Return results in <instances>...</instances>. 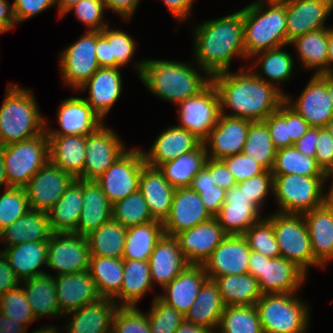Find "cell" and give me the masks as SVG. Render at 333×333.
I'll use <instances>...</instances> for the list:
<instances>
[{
  "label": "cell",
  "instance_id": "obj_32",
  "mask_svg": "<svg viewBox=\"0 0 333 333\" xmlns=\"http://www.w3.org/2000/svg\"><path fill=\"white\" fill-rule=\"evenodd\" d=\"M49 140V161L71 174L75 179L83 180L86 158L85 135H47Z\"/></svg>",
  "mask_w": 333,
  "mask_h": 333
},
{
  "label": "cell",
  "instance_id": "obj_37",
  "mask_svg": "<svg viewBox=\"0 0 333 333\" xmlns=\"http://www.w3.org/2000/svg\"><path fill=\"white\" fill-rule=\"evenodd\" d=\"M47 250L48 241H28L4 248L1 252L16 276L24 281L46 273L41 267L47 265Z\"/></svg>",
  "mask_w": 333,
  "mask_h": 333
},
{
  "label": "cell",
  "instance_id": "obj_31",
  "mask_svg": "<svg viewBox=\"0 0 333 333\" xmlns=\"http://www.w3.org/2000/svg\"><path fill=\"white\" fill-rule=\"evenodd\" d=\"M135 51V40L126 31L110 30L109 25L102 31H96L95 52L99 67H124L131 62Z\"/></svg>",
  "mask_w": 333,
  "mask_h": 333
},
{
  "label": "cell",
  "instance_id": "obj_62",
  "mask_svg": "<svg viewBox=\"0 0 333 333\" xmlns=\"http://www.w3.org/2000/svg\"><path fill=\"white\" fill-rule=\"evenodd\" d=\"M222 161L233 174L237 184L265 171L253 158L244 153L226 157Z\"/></svg>",
  "mask_w": 333,
  "mask_h": 333
},
{
  "label": "cell",
  "instance_id": "obj_23",
  "mask_svg": "<svg viewBox=\"0 0 333 333\" xmlns=\"http://www.w3.org/2000/svg\"><path fill=\"white\" fill-rule=\"evenodd\" d=\"M227 236L215 217L176 234L181 253L190 264L203 265Z\"/></svg>",
  "mask_w": 333,
  "mask_h": 333
},
{
  "label": "cell",
  "instance_id": "obj_15",
  "mask_svg": "<svg viewBox=\"0 0 333 333\" xmlns=\"http://www.w3.org/2000/svg\"><path fill=\"white\" fill-rule=\"evenodd\" d=\"M127 150L113 129L101 125L95 132L86 136L83 180L98 179Z\"/></svg>",
  "mask_w": 333,
  "mask_h": 333
},
{
  "label": "cell",
  "instance_id": "obj_8",
  "mask_svg": "<svg viewBox=\"0 0 333 333\" xmlns=\"http://www.w3.org/2000/svg\"><path fill=\"white\" fill-rule=\"evenodd\" d=\"M275 232L281 256L306 274L310 267L324 268L313 256L311 240L302 214L276 212L266 216Z\"/></svg>",
  "mask_w": 333,
  "mask_h": 333
},
{
  "label": "cell",
  "instance_id": "obj_61",
  "mask_svg": "<svg viewBox=\"0 0 333 333\" xmlns=\"http://www.w3.org/2000/svg\"><path fill=\"white\" fill-rule=\"evenodd\" d=\"M238 185L243 188L249 199L262 209L267 195L269 193L273 195L274 176L271 171L265 170L263 173L239 182Z\"/></svg>",
  "mask_w": 333,
  "mask_h": 333
},
{
  "label": "cell",
  "instance_id": "obj_55",
  "mask_svg": "<svg viewBox=\"0 0 333 333\" xmlns=\"http://www.w3.org/2000/svg\"><path fill=\"white\" fill-rule=\"evenodd\" d=\"M30 210L25 188L8 187L0 194V230Z\"/></svg>",
  "mask_w": 333,
  "mask_h": 333
},
{
  "label": "cell",
  "instance_id": "obj_22",
  "mask_svg": "<svg viewBox=\"0 0 333 333\" xmlns=\"http://www.w3.org/2000/svg\"><path fill=\"white\" fill-rule=\"evenodd\" d=\"M285 6L289 45L299 36L328 28L325 21L333 11V0H290Z\"/></svg>",
  "mask_w": 333,
  "mask_h": 333
},
{
  "label": "cell",
  "instance_id": "obj_47",
  "mask_svg": "<svg viewBox=\"0 0 333 333\" xmlns=\"http://www.w3.org/2000/svg\"><path fill=\"white\" fill-rule=\"evenodd\" d=\"M127 228L121 223L109 219L103 225L87 235L90 256L122 258Z\"/></svg>",
  "mask_w": 333,
  "mask_h": 333
},
{
  "label": "cell",
  "instance_id": "obj_74",
  "mask_svg": "<svg viewBox=\"0 0 333 333\" xmlns=\"http://www.w3.org/2000/svg\"><path fill=\"white\" fill-rule=\"evenodd\" d=\"M80 0H57L58 5V16L59 18L64 17L67 14L68 10L78 3Z\"/></svg>",
  "mask_w": 333,
  "mask_h": 333
},
{
  "label": "cell",
  "instance_id": "obj_34",
  "mask_svg": "<svg viewBox=\"0 0 333 333\" xmlns=\"http://www.w3.org/2000/svg\"><path fill=\"white\" fill-rule=\"evenodd\" d=\"M139 191L144 196L152 217L164 222L171 210L175 188L158 168L145 165L139 179Z\"/></svg>",
  "mask_w": 333,
  "mask_h": 333
},
{
  "label": "cell",
  "instance_id": "obj_16",
  "mask_svg": "<svg viewBox=\"0 0 333 333\" xmlns=\"http://www.w3.org/2000/svg\"><path fill=\"white\" fill-rule=\"evenodd\" d=\"M285 102L298 112L310 127L324 128L333 118L328 91V73L313 74L296 101L285 94Z\"/></svg>",
  "mask_w": 333,
  "mask_h": 333
},
{
  "label": "cell",
  "instance_id": "obj_78",
  "mask_svg": "<svg viewBox=\"0 0 333 333\" xmlns=\"http://www.w3.org/2000/svg\"><path fill=\"white\" fill-rule=\"evenodd\" d=\"M31 333H61V331L59 332V330L57 329L56 326L48 325L46 327L43 326V328L41 327L40 329H37V330L35 329ZM62 333H65V332H62Z\"/></svg>",
  "mask_w": 333,
  "mask_h": 333
},
{
  "label": "cell",
  "instance_id": "obj_69",
  "mask_svg": "<svg viewBox=\"0 0 333 333\" xmlns=\"http://www.w3.org/2000/svg\"><path fill=\"white\" fill-rule=\"evenodd\" d=\"M172 16L178 21H185L190 17L194 0H162Z\"/></svg>",
  "mask_w": 333,
  "mask_h": 333
},
{
  "label": "cell",
  "instance_id": "obj_76",
  "mask_svg": "<svg viewBox=\"0 0 333 333\" xmlns=\"http://www.w3.org/2000/svg\"><path fill=\"white\" fill-rule=\"evenodd\" d=\"M330 177L333 179V176H324V182L327 181ZM329 188L330 189H328L327 193H323V205L326 208L333 210V180Z\"/></svg>",
  "mask_w": 333,
  "mask_h": 333
},
{
  "label": "cell",
  "instance_id": "obj_6",
  "mask_svg": "<svg viewBox=\"0 0 333 333\" xmlns=\"http://www.w3.org/2000/svg\"><path fill=\"white\" fill-rule=\"evenodd\" d=\"M295 293H266L255 306L264 333H306L310 311Z\"/></svg>",
  "mask_w": 333,
  "mask_h": 333
},
{
  "label": "cell",
  "instance_id": "obj_28",
  "mask_svg": "<svg viewBox=\"0 0 333 333\" xmlns=\"http://www.w3.org/2000/svg\"><path fill=\"white\" fill-rule=\"evenodd\" d=\"M148 261L152 284L156 282L162 289L190 265L181 253L177 239L165 234Z\"/></svg>",
  "mask_w": 333,
  "mask_h": 333
},
{
  "label": "cell",
  "instance_id": "obj_48",
  "mask_svg": "<svg viewBox=\"0 0 333 333\" xmlns=\"http://www.w3.org/2000/svg\"><path fill=\"white\" fill-rule=\"evenodd\" d=\"M102 298L113 299L123 282V259L91 256L88 269Z\"/></svg>",
  "mask_w": 333,
  "mask_h": 333
},
{
  "label": "cell",
  "instance_id": "obj_53",
  "mask_svg": "<svg viewBox=\"0 0 333 333\" xmlns=\"http://www.w3.org/2000/svg\"><path fill=\"white\" fill-rule=\"evenodd\" d=\"M213 182L210 176V158H207L205 166L193 178L190 188L199 193L206 209L215 217L224 204L226 190Z\"/></svg>",
  "mask_w": 333,
  "mask_h": 333
},
{
  "label": "cell",
  "instance_id": "obj_71",
  "mask_svg": "<svg viewBox=\"0 0 333 333\" xmlns=\"http://www.w3.org/2000/svg\"><path fill=\"white\" fill-rule=\"evenodd\" d=\"M16 25L13 5L8 0H0V34L10 31Z\"/></svg>",
  "mask_w": 333,
  "mask_h": 333
},
{
  "label": "cell",
  "instance_id": "obj_24",
  "mask_svg": "<svg viewBox=\"0 0 333 333\" xmlns=\"http://www.w3.org/2000/svg\"><path fill=\"white\" fill-rule=\"evenodd\" d=\"M57 121L60 129H51L46 121L47 135H89L104 121L93 111L82 97H70L59 106Z\"/></svg>",
  "mask_w": 333,
  "mask_h": 333
},
{
  "label": "cell",
  "instance_id": "obj_26",
  "mask_svg": "<svg viewBox=\"0 0 333 333\" xmlns=\"http://www.w3.org/2000/svg\"><path fill=\"white\" fill-rule=\"evenodd\" d=\"M55 288L63 316L101 298L88 270L55 276Z\"/></svg>",
  "mask_w": 333,
  "mask_h": 333
},
{
  "label": "cell",
  "instance_id": "obj_11",
  "mask_svg": "<svg viewBox=\"0 0 333 333\" xmlns=\"http://www.w3.org/2000/svg\"><path fill=\"white\" fill-rule=\"evenodd\" d=\"M145 165L142 150L129 148L95 181L113 205L139 190V179Z\"/></svg>",
  "mask_w": 333,
  "mask_h": 333
},
{
  "label": "cell",
  "instance_id": "obj_14",
  "mask_svg": "<svg viewBox=\"0 0 333 333\" xmlns=\"http://www.w3.org/2000/svg\"><path fill=\"white\" fill-rule=\"evenodd\" d=\"M90 257L87 236L54 233L48 241L46 266L57 272L55 276L87 271Z\"/></svg>",
  "mask_w": 333,
  "mask_h": 333
},
{
  "label": "cell",
  "instance_id": "obj_13",
  "mask_svg": "<svg viewBox=\"0 0 333 333\" xmlns=\"http://www.w3.org/2000/svg\"><path fill=\"white\" fill-rule=\"evenodd\" d=\"M96 31H88L59 54L63 83L78 91L100 68L96 58Z\"/></svg>",
  "mask_w": 333,
  "mask_h": 333
},
{
  "label": "cell",
  "instance_id": "obj_2",
  "mask_svg": "<svg viewBox=\"0 0 333 333\" xmlns=\"http://www.w3.org/2000/svg\"><path fill=\"white\" fill-rule=\"evenodd\" d=\"M194 58L211 77L229 71L234 57H246L242 9L194 27Z\"/></svg>",
  "mask_w": 333,
  "mask_h": 333
},
{
  "label": "cell",
  "instance_id": "obj_5",
  "mask_svg": "<svg viewBox=\"0 0 333 333\" xmlns=\"http://www.w3.org/2000/svg\"><path fill=\"white\" fill-rule=\"evenodd\" d=\"M267 4V5H266ZM246 57L287 46L285 3L251 2L242 9Z\"/></svg>",
  "mask_w": 333,
  "mask_h": 333
},
{
  "label": "cell",
  "instance_id": "obj_75",
  "mask_svg": "<svg viewBox=\"0 0 333 333\" xmlns=\"http://www.w3.org/2000/svg\"><path fill=\"white\" fill-rule=\"evenodd\" d=\"M333 72V27L329 28L327 73Z\"/></svg>",
  "mask_w": 333,
  "mask_h": 333
},
{
  "label": "cell",
  "instance_id": "obj_39",
  "mask_svg": "<svg viewBox=\"0 0 333 333\" xmlns=\"http://www.w3.org/2000/svg\"><path fill=\"white\" fill-rule=\"evenodd\" d=\"M82 180L75 179L47 212L54 233H75L83 208Z\"/></svg>",
  "mask_w": 333,
  "mask_h": 333
},
{
  "label": "cell",
  "instance_id": "obj_25",
  "mask_svg": "<svg viewBox=\"0 0 333 333\" xmlns=\"http://www.w3.org/2000/svg\"><path fill=\"white\" fill-rule=\"evenodd\" d=\"M121 68L100 67L88 81L78 88L88 89L89 97L84 100L103 120L122 93Z\"/></svg>",
  "mask_w": 333,
  "mask_h": 333
},
{
  "label": "cell",
  "instance_id": "obj_73",
  "mask_svg": "<svg viewBox=\"0 0 333 333\" xmlns=\"http://www.w3.org/2000/svg\"><path fill=\"white\" fill-rule=\"evenodd\" d=\"M175 333H214L211 330L184 320Z\"/></svg>",
  "mask_w": 333,
  "mask_h": 333
},
{
  "label": "cell",
  "instance_id": "obj_56",
  "mask_svg": "<svg viewBox=\"0 0 333 333\" xmlns=\"http://www.w3.org/2000/svg\"><path fill=\"white\" fill-rule=\"evenodd\" d=\"M147 312L151 333H175L185 316L174 307L163 302L158 295L154 297Z\"/></svg>",
  "mask_w": 333,
  "mask_h": 333
},
{
  "label": "cell",
  "instance_id": "obj_21",
  "mask_svg": "<svg viewBox=\"0 0 333 333\" xmlns=\"http://www.w3.org/2000/svg\"><path fill=\"white\" fill-rule=\"evenodd\" d=\"M261 209L238 184L225 193V201L215 216L227 235H243L261 219Z\"/></svg>",
  "mask_w": 333,
  "mask_h": 333
},
{
  "label": "cell",
  "instance_id": "obj_65",
  "mask_svg": "<svg viewBox=\"0 0 333 333\" xmlns=\"http://www.w3.org/2000/svg\"><path fill=\"white\" fill-rule=\"evenodd\" d=\"M210 176H212L214 185H217L226 191L237 185L233 174L222 160L210 158Z\"/></svg>",
  "mask_w": 333,
  "mask_h": 333
},
{
  "label": "cell",
  "instance_id": "obj_41",
  "mask_svg": "<svg viewBox=\"0 0 333 333\" xmlns=\"http://www.w3.org/2000/svg\"><path fill=\"white\" fill-rule=\"evenodd\" d=\"M21 283L24 284L22 287L36 320L45 316L64 318L60 313L57 301L55 276L45 273L21 281Z\"/></svg>",
  "mask_w": 333,
  "mask_h": 333
},
{
  "label": "cell",
  "instance_id": "obj_45",
  "mask_svg": "<svg viewBox=\"0 0 333 333\" xmlns=\"http://www.w3.org/2000/svg\"><path fill=\"white\" fill-rule=\"evenodd\" d=\"M164 234L163 222L158 220L127 228L122 259L148 261Z\"/></svg>",
  "mask_w": 333,
  "mask_h": 333
},
{
  "label": "cell",
  "instance_id": "obj_43",
  "mask_svg": "<svg viewBox=\"0 0 333 333\" xmlns=\"http://www.w3.org/2000/svg\"><path fill=\"white\" fill-rule=\"evenodd\" d=\"M283 47L285 46L261 51L250 58L253 59L252 61L255 60L253 67H250L254 74L280 91L282 90L281 85L278 86V84L287 83L294 70V58L290 53L284 51ZM257 66L262 69L261 73L255 70Z\"/></svg>",
  "mask_w": 333,
  "mask_h": 333
},
{
  "label": "cell",
  "instance_id": "obj_67",
  "mask_svg": "<svg viewBox=\"0 0 333 333\" xmlns=\"http://www.w3.org/2000/svg\"><path fill=\"white\" fill-rule=\"evenodd\" d=\"M309 128V123L289 106V136L291 137V146H294V143L304 136Z\"/></svg>",
  "mask_w": 333,
  "mask_h": 333
},
{
  "label": "cell",
  "instance_id": "obj_64",
  "mask_svg": "<svg viewBox=\"0 0 333 333\" xmlns=\"http://www.w3.org/2000/svg\"><path fill=\"white\" fill-rule=\"evenodd\" d=\"M315 158L323 172L328 169L333 161V138L325 128H318Z\"/></svg>",
  "mask_w": 333,
  "mask_h": 333
},
{
  "label": "cell",
  "instance_id": "obj_10",
  "mask_svg": "<svg viewBox=\"0 0 333 333\" xmlns=\"http://www.w3.org/2000/svg\"><path fill=\"white\" fill-rule=\"evenodd\" d=\"M248 273L257 279L262 294L296 293L307 277L295 263L282 256L268 258L252 250Z\"/></svg>",
  "mask_w": 333,
  "mask_h": 333
},
{
  "label": "cell",
  "instance_id": "obj_1",
  "mask_svg": "<svg viewBox=\"0 0 333 333\" xmlns=\"http://www.w3.org/2000/svg\"><path fill=\"white\" fill-rule=\"evenodd\" d=\"M211 82L219 96L221 113L229 117L264 121L285 101L283 91L259 79L245 66L239 72L229 70L213 75ZM226 108L232 112H225Z\"/></svg>",
  "mask_w": 333,
  "mask_h": 333
},
{
  "label": "cell",
  "instance_id": "obj_68",
  "mask_svg": "<svg viewBox=\"0 0 333 333\" xmlns=\"http://www.w3.org/2000/svg\"><path fill=\"white\" fill-rule=\"evenodd\" d=\"M140 0H103L105 8L110 9L117 15L123 17L126 21H130V18L134 15V12L138 8Z\"/></svg>",
  "mask_w": 333,
  "mask_h": 333
},
{
  "label": "cell",
  "instance_id": "obj_36",
  "mask_svg": "<svg viewBox=\"0 0 333 333\" xmlns=\"http://www.w3.org/2000/svg\"><path fill=\"white\" fill-rule=\"evenodd\" d=\"M303 215L314 258L323 266L333 259V210L324 205Z\"/></svg>",
  "mask_w": 333,
  "mask_h": 333
},
{
  "label": "cell",
  "instance_id": "obj_38",
  "mask_svg": "<svg viewBox=\"0 0 333 333\" xmlns=\"http://www.w3.org/2000/svg\"><path fill=\"white\" fill-rule=\"evenodd\" d=\"M224 309L225 305L217 284L214 280L207 279L186 313L185 320L215 333Z\"/></svg>",
  "mask_w": 333,
  "mask_h": 333
},
{
  "label": "cell",
  "instance_id": "obj_70",
  "mask_svg": "<svg viewBox=\"0 0 333 333\" xmlns=\"http://www.w3.org/2000/svg\"><path fill=\"white\" fill-rule=\"evenodd\" d=\"M317 140L318 128L310 127L306 134L294 143V146L302 154L315 158Z\"/></svg>",
  "mask_w": 333,
  "mask_h": 333
},
{
  "label": "cell",
  "instance_id": "obj_79",
  "mask_svg": "<svg viewBox=\"0 0 333 333\" xmlns=\"http://www.w3.org/2000/svg\"><path fill=\"white\" fill-rule=\"evenodd\" d=\"M328 91L333 107V75L331 73H328Z\"/></svg>",
  "mask_w": 333,
  "mask_h": 333
},
{
  "label": "cell",
  "instance_id": "obj_12",
  "mask_svg": "<svg viewBox=\"0 0 333 333\" xmlns=\"http://www.w3.org/2000/svg\"><path fill=\"white\" fill-rule=\"evenodd\" d=\"M180 126L193 133L202 142L218 122L221 114L219 96L211 82L199 94L176 105Z\"/></svg>",
  "mask_w": 333,
  "mask_h": 333
},
{
  "label": "cell",
  "instance_id": "obj_40",
  "mask_svg": "<svg viewBox=\"0 0 333 333\" xmlns=\"http://www.w3.org/2000/svg\"><path fill=\"white\" fill-rule=\"evenodd\" d=\"M152 286L149 261L123 260L121 290L112 300L118 306H137Z\"/></svg>",
  "mask_w": 333,
  "mask_h": 333
},
{
  "label": "cell",
  "instance_id": "obj_29",
  "mask_svg": "<svg viewBox=\"0 0 333 333\" xmlns=\"http://www.w3.org/2000/svg\"><path fill=\"white\" fill-rule=\"evenodd\" d=\"M117 307L114 300L101 297L95 302L66 313L65 317H68V314L70 316L64 328L67 333H111Z\"/></svg>",
  "mask_w": 333,
  "mask_h": 333
},
{
  "label": "cell",
  "instance_id": "obj_58",
  "mask_svg": "<svg viewBox=\"0 0 333 333\" xmlns=\"http://www.w3.org/2000/svg\"><path fill=\"white\" fill-rule=\"evenodd\" d=\"M111 333H151L147 313H143L138 306H118Z\"/></svg>",
  "mask_w": 333,
  "mask_h": 333
},
{
  "label": "cell",
  "instance_id": "obj_30",
  "mask_svg": "<svg viewBox=\"0 0 333 333\" xmlns=\"http://www.w3.org/2000/svg\"><path fill=\"white\" fill-rule=\"evenodd\" d=\"M207 279L203 265L190 264L163 288L164 294L158 297L185 316Z\"/></svg>",
  "mask_w": 333,
  "mask_h": 333
},
{
  "label": "cell",
  "instance_id": "obj_80",
  "mask_svg": "<svg viewBox=\"0 0 333 333\" xmlns=\"http://www.w3.org/2000/svg\"><path fill=\"white\" fill-rule=\"evenodd\" d=\"M333 138V118L324 127Z\"/></svg>",
  "mask_w": 333,
  "mask_h": 333
},
{
  "label": "cell",
  "instance_id": "obj_35",
  "mask_svg": "<svg viewBox=\"0 0 333 333\" xmlns=\"http://www.w3.org/2000/svg\"><path fill=\"white\" fill-rule=\"evenodd\" d=\"M82 197L77 234L87 236L112 218V204L96 181L82 180Z\"/></svg>",
  "mask_w": 333,
  "mask_h": 333
},
{
  "label": "cell",
  "instance_id": "obj_17",
  "mask_svg": "<svg viewBox=\"0 0 333 333\" xmlns=\"http://www.w3.org/2000/svg\"><path fill=\"white\" fill-rule=\"evenodd\" d=\"M74 180L71 174L49 161L24 187L30 209L48 212Z\"/></svg>",
  "mask_w": 333,
  "mask_h": 333
},
{
  "label": "cell",
  "instance_id": "obj_27",
  "mask_svg": "<svg viewBox=\"0 0 333 333\" xmlns=\"http://www.w3.org/2000/svg\"><path fill=\"white\" fill-rule=\"evenodd\" d=\"M202 141L193 133L174 125L159 134L150 150L142 151L146 165L157 168L194 150Z\"/></svg>",
  "mask_w": 333,
  "mask_h": 333
},
{
  "label": "cell",
  "instance_id": "obj_52",
  "mask_svg": "<svg viewBox=\"0 0 333 333\" xmlns=\"http://www.w3.org/2000/svg\"><path fill=\"white\" fill-rule=\"evenodd\" d=\"M112 218L125 228L155 221L139 190L112 205Z\"/></svg>",
  "mask_w": 333,
  "mask_h": 333
},
{
  "label": "cell",
  "instance_id": "obj_19",
  "mask_svg": "<svg viewBox=\"0 0 333 333\" xmlns=\"http://www.w3.org/2000/svg\"><path fill=\"white\" fill-rule=\"evenodd\" d=\"M250 254L243 235H227L203 264L208 279L248 273Z\"/></svg>",
  "mask_w": 333,
  "mask_h": 333
},
{
  "label": "cell",
  "instance_id": "obj_77",
  "mask_svg": "<svg viewBox=\"0 0 333 333\" xmlns=\"http://www.w3.org/2000/svg\"><path fill=\"white\" fill-rule=\"evenodd\" d=\"M8 188V181L6 179V171L4 166V160L2 157V146H0V188L2 187Z\"/></svg>",
  "mask_w": 333,
  "mask_h": 333
},
{
  "label": "cell",
  "instance_id": "obj_4",
  "mask_svg": "<svg viewBox=\"0 0 333 333\" xmlns=\"http://www.w3.org/2000/svg\"><path fill=\"white\" fill-rule=\"evenodd\" d=\"M45 129L46 119L31 90L10 83L0 107V146L37 137Z\"/></svg>",
  "mask_w": 333,
  "mask_h": 333
},
{
  "label": "cell",
  "instance_id": "obj_9",
  "mask_svg": "<svg viewBox=\"0 0 333 333\" xmlns=\"http://www.w3.org/2000/svg\"><path fill=\"white\" fill-rule=\"evenodd\" d=\"M276 212L304 214L323 205L324 176L273 175Z\"/></svg>",
  "mask_w": 333,
  "mask_h": 333
},
{
  "label": "cell",
  "instance_id": "obj_42",
  "mask_svg": "<svg viewBox=\"0 0 333 333\" xmlns=\"http://www.w3.org/2000/svg\"><path fill=\"white\" fill-rule=\"evenodd\" d=\"M207 158L205 145L201 142L194 150L157 168L172 187L185 188L190 187L193 178L205 166Z\"/></svg>",
  "mask_w": 333,
  "mask_h": 333
},
{
  "label": "cell",
  "instance_id": "obj_72",
  "mask_svg": "<svg viewBox=\"0 0 333 333\" xmlns=\"http://www.w3.org/2000/svg\"><path fill=\"white\" fill-rule=\"evenodd\" d=\"M0 333H26V328L0 311Z\"/></svg>",
  "mask_w": 333,
  "mask_h": 333
},
{
  "label": "cell",
  "instance_id": "obj_7",
  "mask_svg": "<svg viewBox=\"0 0 333 333\" xmlns=\"http://www.w3.org/2000/svg\"><path fill=\"white\" fill-rule=\"evenodd\" d=\"M2 157L8 186L24 188L33 175L49 162L47 132L2 146Z\"/></svg>",
  "mask_w": 333,
  "mask_h": 333
},
{
  "label": "cell",
  "instance_id": "obj_44",
  "mask_svg": "<svg viewBox=\"0 0 333 333\" xmlns=\"http://www.w3.org/2000/svg\"><path fill=\"white\" fill-rule=\"evenodd\" d=\"M329 28L311 31L295 38L293 44L305 69L315 70L313 74L327 73Z\"/></svg>",
  "mask_w": 333,
  "mask_h": 333
},
{
  "label": "cell",
  "instance_id": "obj_59",
  "mask_svg": "<svg viewBox=\"0 0 333 333\" xmlns=\"http://www.w3.org/2000/svg\"><path fill=\"white\" fill-rule=\"evenodd\" d=\"M103 0H80L67 13L74 11L76 18L85 25L88 31H102L108 24L103 20L105 14Z\"/></svg>",
  "mask_w": 333,
  "mask_h": 333
},
{
  "label": "cell",
  "instance_id": "obj_20",
  "mask_svg": "<svg viewBox=\"0 0 333 333\" xmlns=\"http://www.w3.org/2000/svg\"><path fill=\"white\" fill-rule=\"evenodd\" d=\"M212 218L198 192L190 187L176 188L169 216L163 222L164 233L175 236Z\"/></svg>",
  "mask_w": 333,
  "mask_h": 333
},
{
  "label": "cell",
  "instance_id": "obj_66",
  "mask_svg": "<svg viewBox=\"0 0 333 333\" xmlns=\"http://www.w3.org/2000/svg\"><path fill=\"white\" fill-rule=\"evenodd\" d=\"M20 284L23 285L0 250V295L18 287Z\"/></svg>",
  "mask_w": 333,
  "mask_h": 333
},
{
  "label": "cell",
  "instance_id": "obj_51",
  "mask_svg": "<svg viewBox=\"0 0 333 333\" xmlns=\"http://www.w3.org/2000/svg\"><path fill=\"white\" fill-rule=\"evenodd\" d=\"M215 333H264L255 305L225 306Z\"/></svg>",
  "mask_w": 333,
  "mask_h": 333
},
{
  "label": "cell",
  "instance_id": "obj_60",
  "mask_svg": "<svg viewBox=\"0 0 333 333\" xmlns=\"http://www.w3.org/2000/svg\"><path fill=\"white\" fill-rule=\"evenodd\" d=\"M274 146L279 149L291 147L289 136V105L284 101L279 109L265 120Z\"/></svg>",
  "mask_w": 333,
  "mask_h": 333
},
{
  "label": "cell",
  "instance_id": "obj_57",
  "mask_svg": "<svg viewBox=\"0 0 333 333\" xmlns=\"http://www.w3.org/2000/svg\"><path fill=\"white\" fill-rule=\"evenodd\" d=\"M0 311L9 318L21 323L26 329L27 324L36 320L23 287L20 285L0 295Z\"/></svg>",
  "mask_w": 333,
  "mask_h": 333
},
{
  "label": "cell",
  "instance_id": "obj_54",
  "mask_svg": "<svg viewBox=\"0 0 333 333\" xmlns=\"http://www.w3.org/2000/svg\"><path fill=\"white\" fill-rule=\"evenodd\" d=\"M262 218L252 225L243 236L252 251L258 252L268 258L279 257L281 256V252L277 244L272 222L267 217Z\"/></svg>",
  "mask_w": 333,
  "mask_h": 333
},
{
  "label": "cell",
  "instance_id": "obj_33",
  "mask_svg": "<svg viewBox=\"0 0 333 333\" xmlns=\"http://www.w3.org/2000/svg\"><path fill=\"white\" fill-rule=\"evenodd\" d=\"M53 234L48 213L30 209L11 225L0 230V241L7 248L28 241H49Z\"/></svg>",
  "mask_w": 333,
  "mask_h": 333
},
{
  "label": "cell",
  "instance_id": "obj_18",
  "mask_svg": "<svg viewBox=\"0 0 333 333\" xmlns=\"http://www.w3.org/2000/svg\"><path fill=\"white\" fill-rule=\"evenodd\" d=\"M251 120L220 114L218 122L203 141L207 156L222 160L240 154L247 139Z\"/></svg>",
  "mask_w": 333,
  "mask_h": 333
},
{
  "label": "cell",
  "instance_id": "obj_3",
  "mask_svg": "<svg viewBox=\"0 0 333 333\" xmlns=\"http://www.w3.org/2000/svg\"><path fill=\"white\" fill-rule=\"evenodd\" d=\"M133 63L144 86L161 100L175 105L199 94L211 83V76L205 70L200 74L191 62L145 59Z\"/></svg>",
  "mask_w": 333,
  "mask_h": 333
},
{
  "label": "cell",
  "instance_id": "obj_50",
  "mask_svg": "<svg viewBox=\"0 0 333 333\" xmlns=\"http://www.w3.org/2000/svg\"><path fill=\"white\" fill-rule=\"evenodd\" d=\"M271 172L273 175L324 176L316 158L302 154L295 146L277 149Z\"/></svg>",
  "mask_w": 333,
  "mask_h": 333
},
{
  "label": "cell",
  "instance_id": "obj_46",
  "mask_svg": "<svg viewBox=\"0 0 333 333\" xmlns=\"http://www.w3.org/2000/svg\"><path fill=\"white\" fill-rule=\"evenodd\" d=\"M214 282L225 306L255 305L262 296L257 279L249 273L219 276Z\"/></svg>",
  "mask_w": 333,
  "mask_h": 333
},
{
  "label": "cell",
  "instance_id": "obj_49",
  "mask_svg": "<svg viewBox=\"0 0 333 333\" xmlns=\"http://www.w3.org/2000/svg\"><path fill=\"white\" fill-rule=\"evenodd\" d=\"M276 152L266 122L251 121L242 153L253 158L266 171H271Z\"/></svg>",
  "mask_w": 333,
  "mask_h": 333
},
{
  "label": "cell",
  "instance_id": "obj_63",
  "mask_svg": "<svg viewBox=\"0 0 333 333\" xmlns=\"http://www.w3.org/2000/svg\"><path fill=\"white\" fill-rule=\"evenodd\" d=\"M57 4V0H14L13 14L17 24Z\"/></svg>",
  "mask_w": 333,
  "mask_h": 333
}]
</instances>
